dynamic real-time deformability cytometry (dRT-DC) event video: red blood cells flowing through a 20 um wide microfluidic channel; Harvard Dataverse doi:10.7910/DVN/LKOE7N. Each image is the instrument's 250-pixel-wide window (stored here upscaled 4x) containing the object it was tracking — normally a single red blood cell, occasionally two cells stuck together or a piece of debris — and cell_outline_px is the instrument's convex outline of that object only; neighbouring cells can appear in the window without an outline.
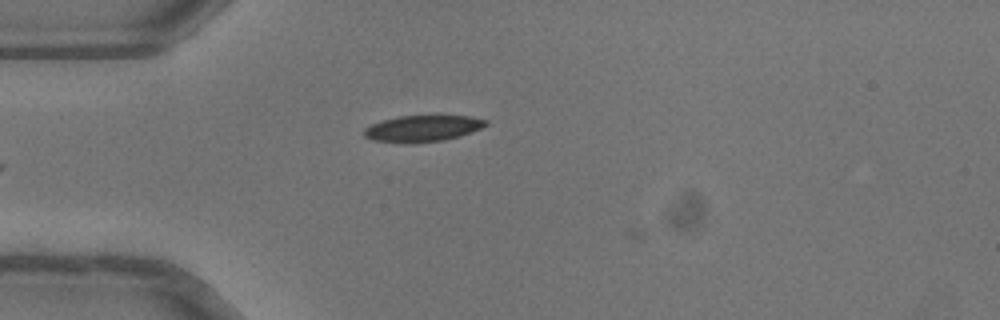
{"species": "common noctule bat (a hibernating species)", "species_latin": "Nyctalus noctula", "temperature_condition": "warm", "stored_images_in_passage": 3, "camera_frame_rate_fps": 3000, "um_per_image_px": 0.085, "animal": {"sex": "female"}, "frame": {"image": 1, "passage_image": 2, "time_ms": 0.333, "image_size_px": [1000, 320], "cell_outline_px": [[488, 124], [472, 132], [460, 136], [444, 140], [412, 144], [404, 144], [372, 140], [364, 136], [364, 128], [372, 124], [384, 120], [400, 116], [468, 116], [488, 120]], "centroid_in_image_um": [35.91, 10.94], "position_along_channel_um": 49.1, "area_um2": 18.79}}